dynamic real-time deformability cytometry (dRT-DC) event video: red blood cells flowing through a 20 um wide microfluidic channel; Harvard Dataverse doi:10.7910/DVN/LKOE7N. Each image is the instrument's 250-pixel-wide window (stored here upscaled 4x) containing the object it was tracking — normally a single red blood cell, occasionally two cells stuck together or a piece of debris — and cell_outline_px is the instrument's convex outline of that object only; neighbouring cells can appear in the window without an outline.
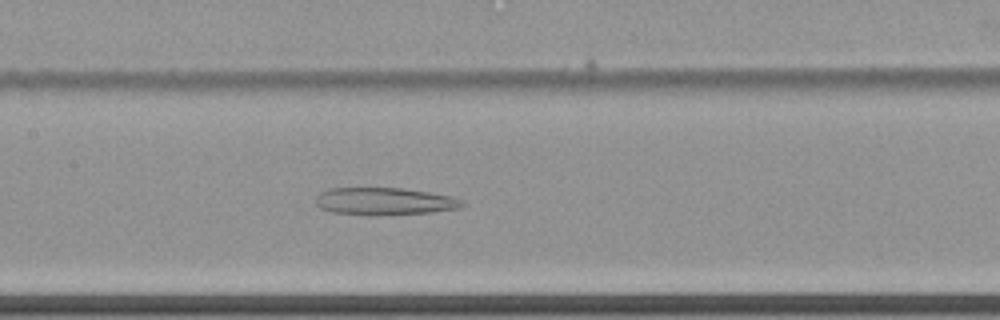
{"species": "common noctule bat (a hibernating species)", "species_latin": "Nyctalus noctula", "temperature_condition": "cold", "stored_images_in_passage": 65, "camera_frame_rate_fps": 3000, "um_per_image_px": 0.085, "animal": {"sex": "female", "body_mass_g": 22.7, "forearm_length_mm": 54.2}, "frame": {"image": 1, "passage_image": 35, "time_ms": 11.333, "image_size_px": [1000, 320], "cell_outline_px": [[464, 204], [460, 208], [432, 212], [376, 216], [368, 216], [332, 212], [320, 208], [316, 204], [316, 196], [320, 192], [332, 188], [400, 188], [428, 192], [452, 196], [464, 200]], "centroid_in_image_um": [32.68, 17.12], "position_along_channel_um": 174.7, "area_um2": 23.64}}
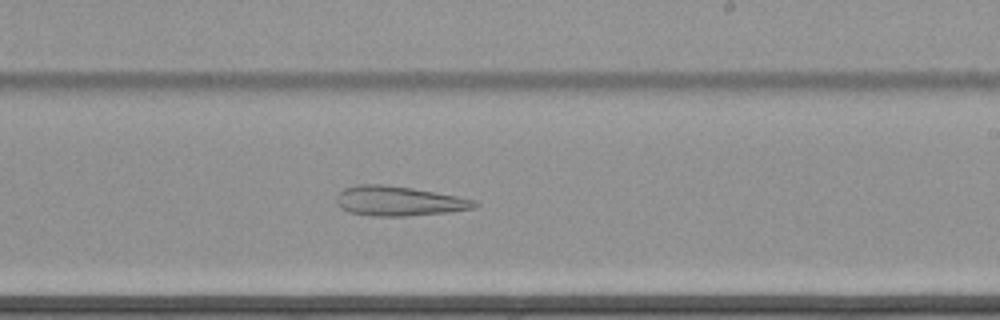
{"frame": {"image": 2, "passage_image": 42, "time_ms": 13.667, "image_size_px": [1000, 320], "cell_outline_px": [[480, 204], [476, 208], [448, 212], [404, 216], [376, 216], [348, 212], [340, 208], [336, 200], [336, 196], [344, 188], [356, 184], [384, 184], [412, 188], [456, 196], [476, 200]], "centroid_in_image_um": [33.89, 17.08], "position_along_channel_um": 255.1, "area_um2": 23.93}}
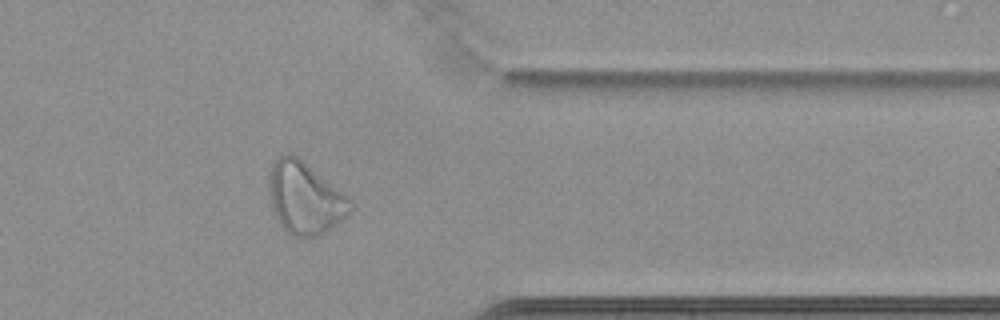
{"frame": {"image": 3, "passage_image": 54, "time_ms": 17.667, "image_size_px": [1000, 320], "cell_outline_px": [[356, 208], [320, 236], [292, 236], [284, 228], [276, 216], [272, 208], [268, 184], [268, 172], [272, 164], [284, 152], [288, 152], [300, 156], [340, 192]], "centroid_in_image_um": [25.88, 16.79], "position_along_channel_um": 385.5, "area_um2": 33.81}}